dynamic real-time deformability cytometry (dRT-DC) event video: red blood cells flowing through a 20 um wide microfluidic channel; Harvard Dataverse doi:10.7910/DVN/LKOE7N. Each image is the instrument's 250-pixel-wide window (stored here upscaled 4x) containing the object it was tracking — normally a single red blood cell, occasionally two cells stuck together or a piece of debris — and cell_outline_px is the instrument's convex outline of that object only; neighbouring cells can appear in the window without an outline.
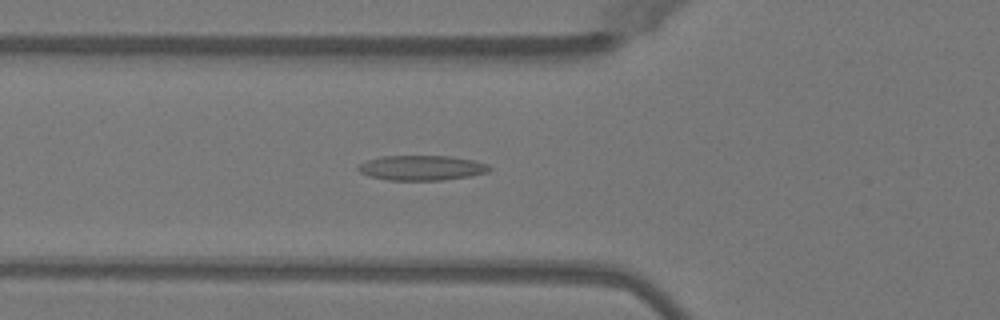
{"species": "Egyptian fruit bat (a non-hibernating species)", "species_latin": "Rousettus aegyptiacus", "temperature_condition": "warm", "stored_images_in_passage": 43, "camera_frame_rate_fps": 3000, "um_per_image_px": 0.085, "animal": {"sex": "female"}, "frame": {"image": 1, "passage_image": 16, "time_ms": 5.0, "image_size_px": [1000, 320], "cell_outline_px": [[492, 168], [488, 172], [472, 176], [440, 180], [388, 180], [368, 176], [360, 172], [356, 168], [360, 164], [368, 160], [380, 156], [452, 156], [472, 160], [488, 164]], "centroid_in_image_um": [35.85, 14.27], "position_along_channel_um": 90.0, "area_um2": 19.13}}
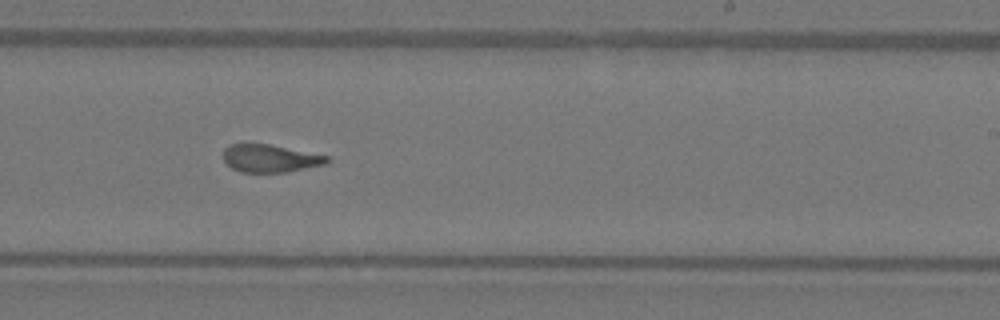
{"frame": {"image": 2, "passage_image": 29, "time_ms": 9.333, "image_size_px": [1000, 320], "cell_outline_px": [[332, 160], [324, 164], [288, 172], [240, 172], [232, 168], [224, 160], [224, 148], [228, 144], [244, 140], [248, 140], [328, 156]], "centroid_in_image_um": [22.88, 13.41], "position_along_channel_um": 266.1, "area_um2": 17.22}}
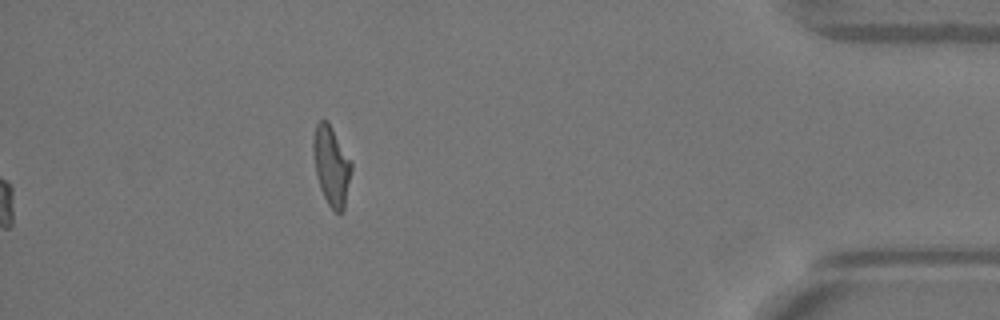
{"frame": {"image": 3, "passage_image": 43, "time_ms": 14.0, "image_size_px": [1000, 320], "cell_outline_px": [[352, 168], [344, 212], [336, 212], [328, 204], [320, 188], [316, 172], [312, 148], [312, 140], [316, 124], [320, 120], [328, 120], [352, 160]], "centroid_in_image_um": [28.18, 14.05], "position_along_channel_um": 407.0, "area_um2": 17.86}, "authors_computed_cell_mechanics": {"area_um2": 18.4382, "velocity_mm_per_s": 4.0607, "shape_relaxation_time_tau1_ms": null, "shape_relaxation_time_tau2_ms": 1.8921, "deformation_change_tau1": null, "deformation_change_tau2": 0.1178}}